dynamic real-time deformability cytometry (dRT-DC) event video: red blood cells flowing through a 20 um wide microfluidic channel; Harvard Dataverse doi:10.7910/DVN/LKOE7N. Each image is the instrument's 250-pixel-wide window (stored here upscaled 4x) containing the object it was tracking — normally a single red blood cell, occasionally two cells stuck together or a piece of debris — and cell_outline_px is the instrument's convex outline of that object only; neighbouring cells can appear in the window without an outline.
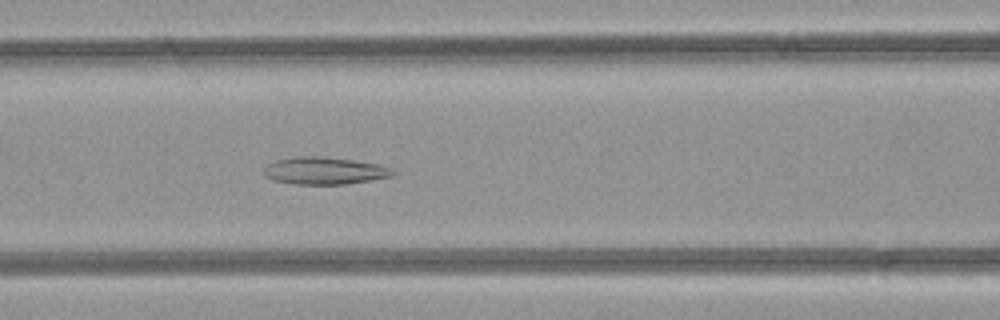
{"species": "common noctule bat (a hibernating species)", "species_latin": "Nyctalus noctula", "temperature_condition": "room temperature", "stored_images_in_passage": 50, "camera_frame_rate_fps": 3000, "um_per_image_px": 0.085, "animal": {"sex": "female", "body_mass_g": 21.9}, "frame": {"image": 1, "passage_image": 21, "time_ms": 6.667, "image_size_px": [1000, 320], "cell_outline_px": [[396, 172], [392, 176], [344, 184], [292, 184], [272, 180], [264, 176], [264, 168], [268, 164], [276, 160], [296, 156], [324, 156], [352, 160], [376, 164], [392, 168]], "centroid_in_image_um": [27.53, 14.51], "position_along_channel_um": 139.1, "area_um2": 20.46}}
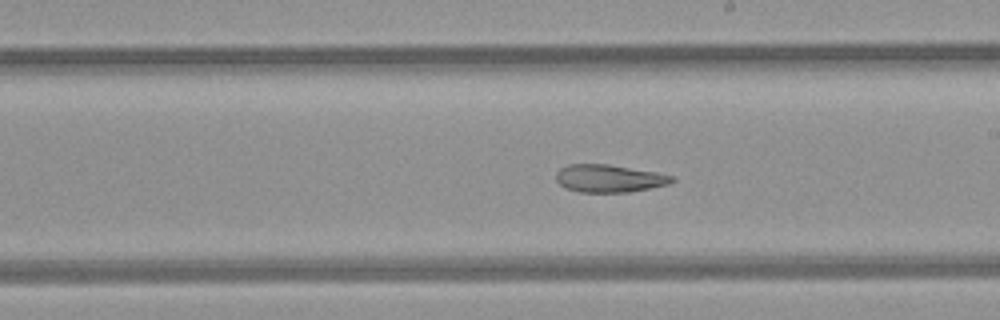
{"frame": {"image": 2, "passage_image": 28, "time_ms": 9.0, "image_size_px": [1000, 320], "cell_outline_px": [[676, 180], [668, 184], [628, 192], [580, 192], [568, 188], [560, 184], [556, 180], [556, 172], [560, 168], [568, 164], [608, 164], [656, 172], [676, 176]], "centroid_in_image_um": [51.79, 15.15], "position_along_channel_um": 237.2, "area_um2": 18.61}}
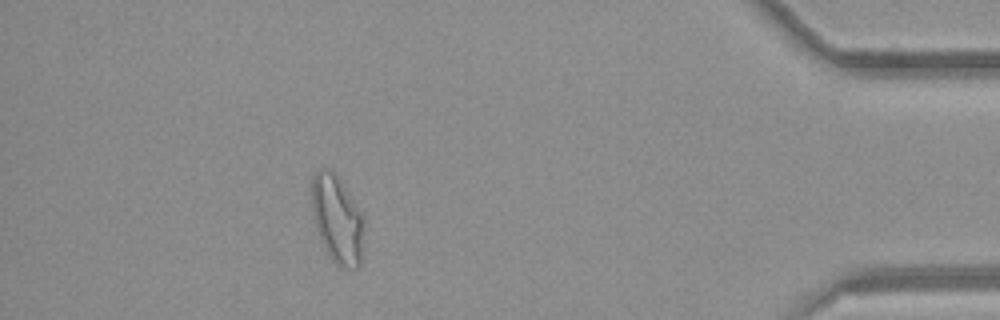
{"frame": {"image": 3, "passage_image": 44, "time_ms": 14.333, "image_size_px": [1000, 320], "cell_outline_px": [[364, 228], [360, 264], [356, 268], [344, 268], [336, 264], [332, 260], [316, 228], [312, 208], [312, 176], [320, 168], [328, 168], [336, 172], [364, 216]], "centroid_in_image_um": [28.68, 18.59], "position_along_channel_um": 406.5, "area_um2": 26.76}, "authors_computed_cell_mechanics": {"area_um2": 24.4783, "velocity_mm_per_s": 4.2094, "shape_relaxation_time_tau1_ms": null, "shape_relaxation_time_tau2_ms": 3.8619, "deformation_change_tau1": null, "deformation_change_tau2": 0.1199}}